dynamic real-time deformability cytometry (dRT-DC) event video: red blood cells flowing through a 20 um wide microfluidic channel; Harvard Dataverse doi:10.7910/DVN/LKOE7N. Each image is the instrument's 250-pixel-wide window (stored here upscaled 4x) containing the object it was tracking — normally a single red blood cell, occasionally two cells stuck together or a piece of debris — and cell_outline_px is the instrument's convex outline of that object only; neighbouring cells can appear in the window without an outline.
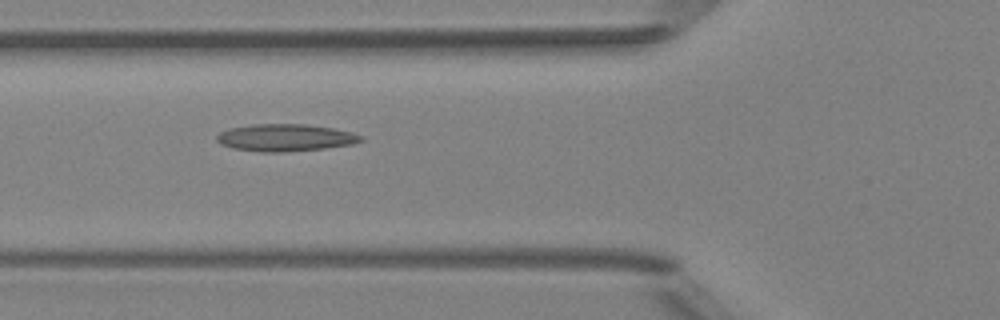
{"species": "Egyptian fruit bat (a non-hibernating species)", "species_latin": "Rousettus aegyptiacus", "temperature_condition": "room temperature", "stored_images_in_passage": 6, "camera_frame_rate_fps": 3000, "um_per_image_px": 0.085, "animal": {"sex": "female"}, "frame": {"image": 1, "passage_image": 6, "time_ms": 5.333, "image_size_px": [1000, 320], "cell_outline_px": [[364, 140], [352, 144], [324, 148], [280, 152], [264, 152], [232, 148], [220, 144], [216, 140], [216, 136], [220, 132], [228, 128], [252, 124], [304, 124], [336, 128], [352, 132], [364, 136]], "centroid_in_image_um": [24.26, 11.69], "position_along_channel_um": 101.5, "area_um2": 22.95}}